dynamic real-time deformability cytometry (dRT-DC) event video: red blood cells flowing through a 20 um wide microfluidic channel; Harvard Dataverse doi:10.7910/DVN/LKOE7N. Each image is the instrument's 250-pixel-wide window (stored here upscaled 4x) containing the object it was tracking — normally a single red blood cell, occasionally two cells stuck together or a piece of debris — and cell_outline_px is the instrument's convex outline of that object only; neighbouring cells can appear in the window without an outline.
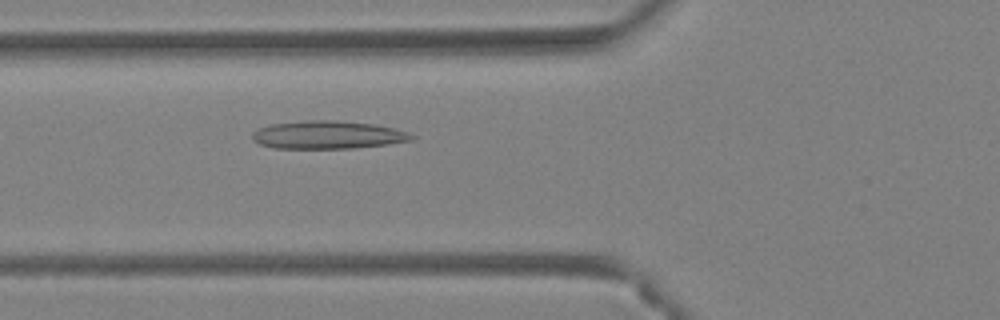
{"species": "Egyptian fruit bat (a non-hibernating species)", "species_latin": "Rousettus aegyptiacus", "temperature_condition": "warm", "stored_images_in_passage": 32, "camera_frame_rate_fps": 3000, "um_per_image_px": 0.085, "animal": {"sex": "female"}, "frame": {"image": 1, "passage_image": 8, "time_ms": 2.333, "image_size_px": [1000, 320], "cell_outline_px": [[416, 136], [412, 140], [388, 144], [356, 148], [276, 148], [260, 144], [252, 140], [252, 132], [260, 128], [272, 124], [308, 120], [332, 120], [372, 124], [396, 128], [408, 132]], "centroid_in_image_um": [27.89, 11.47], "position_along_channel_um": 97.9, "area_um2": 25.89}}
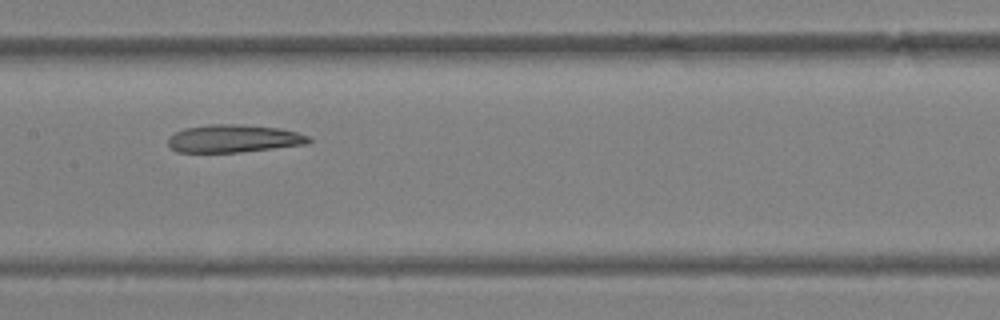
{"frame": {"image": 2, "passage_image": 14, "time_ms": 4.333, "image_size_px": [1000, 320], "cell_outline_px": [[312, 144], [240, 152], [176, 152], [168, 148], [168, 140], [176, 132], [184, 128], [208, 124], [240, 124], [280, 128], [296, 132], [308, 136], [312, 140]], "centroid_in_image_um": [19.89, 11.78], "position_along_channel_um": 187.5, "area_um2": 23.0}}
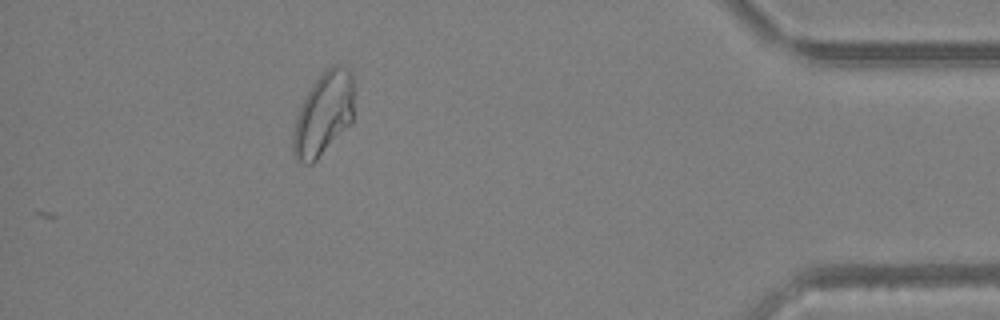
{"frame": {"image": 3, "passage_image": 32, "time_ms": 10.333, "image_size_px": [1000, 320], "cell_outline_px": [[352, 120], [316, 160], [312, 164], [304, 164], [296, 160], [292, 152], [292, 132], [300, 108], [312, 84], [332, 64], [344, 64], [352, 72]], "centroid_in_image_um": [27.47, 9.68], "position_along_channel_um": 407.7, "area_um2": 29.02}, "authors_computed_cell_mechanics": {"area_um2": 23.3512, "velocity_mm_per_s": 4.482, "shape_relaxation_time_tau1_ms": null, "shape_relaxation_time_tau2_ms": 4.105, "deformation_change_tau1": null, "deformation_change_tau2": 0.1194}}